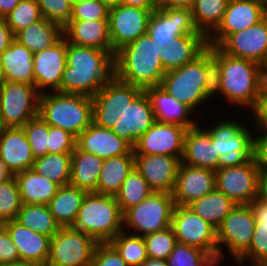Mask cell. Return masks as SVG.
<instances>
[{"label": "cell", "mask_w": 267, "mask_h": 266, "mask_svg": "<svg viewBox=\"0 0 267 266\" xmlns=\"http://www.w3.org/2000/svg\"><path fill=\"white\" fill-rule=\"evenodd\" d=\"M144 91L149 97L155 121L175 124L187 129L197 125L188 117L193 110L171 96L163 87L151 86Z\"/></svg>", "instance_id": "cell-29"}, {"label": "cell", "mask_w": 267, "mask_h": 266, "mask_svg": "<svg viewBox=\"0 0 267 266\" xmlns=\"http://www.w3.org/2000/svg\"><path fill=\"white\" fill-rule=\"evenodd\" d=\"M228 101L253 109L261 94L260 65L221 51V91Z\"/></svg>", "instance_id": "cell-5"}, {"label": "cell", "mask_w": 267, "mask_h": 266, "mask_svg": "<svg viewBox=\"0 0 267 266\" xmlns=\"http://www.w3.org/2000/svg\"><path fill=\"white\" fill-rule=\"evenodd\" d=\"M53 93L45 94L41 91L39 115L49 126L66 130L77 138L93 123L92 97L82 94Z\"/></svg>", "instance_id": "cell-3"}, {"label": "cell", "mask_w": 267, "mask_h": 266, "mask_svg": "<svg viewBox=\"0 0 267 266\" xmlns=\"http://www.w3.org/2000/svg\"><path fill=\"white\" fill-rule=\"evenodd\" d=\"M235 206L224 193L215 189L187 207L217 230Z\"/></svg>", "instance_id": "cell-37"}, {"label": "cell", "mask_w": 267, "mask_h": 266, "mask_svg": "<svg viewBox=\"0 0 267 266\" xmlns=\"http://www.w3.org/2000/svg\"><path fill=\"white\" fill-rule=\"evenodd\" d=\"M216 172L180 163L172 196L175 205L188 206L216 189Z\"/></svg>", "instance_id": "cell-21"}, {"label": "cell", "mask_w": 267, "mask_h": 266, "mask_svg": "<svg viewBox=\"0 0 267 266\" xmlns=\"http://www.w3.org/2000/svg\"><path fill=\"white\" fill-rule=\"evenodd\" d=\"M104 159L80 150L77 146L71 154L70 184L87 193H97V184Z\"/></svg>", "instance_id": "cell-32"}, {"label": "cell", "mask_w": 267, "mask_h": 266, "mask_svg": "<svg viewBox=\"0 0 267 266\" xmlns=\"http://www.w3.org/2000/svg\"><path fill=\"white\" fill-rule=\"evenodd\" d=\"M23 205L15 177L0 184V225L17 219Z\"/></svg>", "instance_id": "cell-45"}, {"label": "cell", "mask_w": 267, "mask_h": 266, "mask_svg": "<svg viewBox=\"0 0 267 266\" xmlns=\"http://www.w3.org/2000/svg\"><path fill=\"white\" fill-rule=\"evenodd\" d=\"M22 128L35 159L48 154L49 125L44 119L38 115L30 119Z\"/></svg>", "instance_id": "cell-46"}, {"label": "cell", "mask_w": 267, "mask_h": 266, "mask_svg": "<svg viewBox=\"0 0 267 266\" xmlns=\"http://www.w3.org/2000/svg\"><path fill=\"white\" fill-rule=\"evenodd\" d=\"M0 263L8 266L19 264L17 247L2 225H0Z\"/></svg>", "instance_id": "cell-54"}, {"label": "cell", "mask_w": 267, "mask_h": 266, "mask_svg": "<svg viewBox=\"0 0 267 266\" xmlns=\"http://www.w3.org/2000/svg\"><path fill=\"white\" fill-rule=\"evenodd\" d=\"M219 155L208 129L203 130L196 125L187 130L182 163L216 172L219 169Z\"/></svg>", "instance_id": "cell-27"}, {"label": "cell", "mask_w": 267, "mask_h": 266, "mask_svg": "<svg viewBox=\"0 0 267 266\" xmlns=\"http://www.w3.org/2000/svg\"><path fill=\"white\" fill-rule=\"evenodd\" d=\"M175 201L170 193L153 192L149 197L123 214V223L138 236L163 231L171 226ZM143 232V233H142ZM142 233V234H141Z\"/></svg>", "instance_id": "cell-8"}, {"label": "cell", "mask_w": 267, "mask_h": 266, "mask_svg": "<svg viewBox=\"0 0 267 266\" xmlns=\"http://www.w3.org/2000/svg\"><path fill=\"white\" fill-rule=\"evenodd\" d=\"M140 266H168L165 259H155L148 257Z\"/></svg>", "instance_id": "cell-64"}, {"label": "cell", "mask_w": 267, "mask_h": 266, "mask_svg": "<svg viewBox=\"0 0 267 266\" xmlns=\"http://www.w3.org/2000/svg\"><path fill=\"white\" fill-rule=\"evenodd\" d=\"M71 154H46L35 159L32 169L60 187L70 184Z\"/></svg>", "instance_id": "cell-40"}, {"label": "cell", "mask_w": 267, "mask_h": 266, "mask_svg": "<svg viewBox=\"0 0 267 266\" xmlns=\"http://www.w3.org/2000/svg\"><path fill=\"white\" fill-rule=\"evenodd\" d=\"M143 89L119 80L115 75L92 97V120L108 128L121 120L123 111Z\"/></svg>", "instance_id": "cell-10"}, {"label": "cell", "mask_w": 267, "mask_h": 266, "mask_svg": "<svg viewBox=\"0 0 267 266\" xmlns=\"http://www.w3.org/2000/svg\"><path fill=\"white\" fill-rule=\"evenodd\" d=\"M214 126L209 132L220 154L219 168L240 166L254 158V137L245 126L231 120Z\"/></svg>", "instance_id": "cell-7"}, {"label": "cell", "mask_w": 267, "mask_h": 266, "mask_svg": "<svg viewBox=\"0 0 267 266\" xmlns=\"http://www.w3.org/2000/svg\"><path fill=\"white\" fill-rule=\"evenodd\" d=\"M16 221L22 226L50 238L61 228L46 204H23Z\"/></svg>", "instance_id": "cell-38"}, {"label": "cell", "mask_w": 267, "mask_h": 266, "mask_svg": "<svg viewBox=\"0 0 267 266\" xmlns=\"http://www.w3.org/2000/svg\"><path fill=\"white\" fill-rule=\"evenodd\" d=\"M134 168L133 150L128 154L104 159L97 184V193L115 196L123 181Z\"/></svg>", "instance_id": "cell-34"}, {"label": "cell", "mask_w": 267, "mask_h": 266, "mask_svg": "<svg viewBox=\"0 0 267 266\" xmlns=\"http://www.w3.org/2000/svg\"><path fill=\"white\" fill-rule=\"evenodd\" d=\"M42 18L39 5L35 0H21L4 19L15 35Z\"/></svg>", "instance_id": "cell-44"}, {"label": "cell", "mask_w": 267, "mask_h": 266, "mask_svg": "<svg viewBox=\"0 0 267 266\" xmlns=\"http://www.w3.org/2000/svg\"><path fill=\"white\" fill-rule=\"evenodd\" d=\"M122 4L148 9L152 13L158 8L157 0H122Z\"/></svg>", "instance_id": "cell-60"}, {"label": "cell", "mask_w": 267, "mask_h": 266, "mask_svg": "<svg viewBox=\"0 0 267 266\" xmlns=\"http://www.w3.org/2000/svg\"><path fill=\"white\" fill-rule=\"evenodd\" d=\"M250 205L254 213L255 224L267 227V202L256 199Z\"/></svg>", "instance_id": "cell-57"}, {"label": "cell", "mask_w": 267, "mask_h": 266, "mask_svg": "<svg viewBox=\"0 0 267 266\" xmlns=\"http://www.w3.org/2000/svg\"><path fill=\"white\" fill-rule=\"evenodd\" d=\"M0 71L4 81L35 86L33 53L15 39L0 55Z\"/></svg>", "instance_id": "cell-30"}, {"label": "cell", "mask_w": 267, "mask_h": 266, "mask_svg": "<svg viewBox=\"0 0 267 266\" xmlns=\"http://www.w3.org/2000/svg\"><path fill=\"white\" fill-rule=\"evenodd\" d=\"M3 122H2V118H1V112H0V131L3 129Z\"/></svg>", "instance_id": "cell-71"}, {"label": "cell", "mask_w": 267, "mask_h": 266, "mask_svg": "<svg viewBox=\"0 0 267 266\" xmlns=\"http://www.w3.org/2000/svg\"><path fill=\"white\" fill-rule=\"evenodd\" d=\"M14 177V174L9 170L5 161L0 159V184H3Z\"/></svg>", "instance_id": "cell-63"}, {"label": "cell", "mask_w": 267, "mask_h": 266, "mask_svg": "<svg viewBox=\"0 0 267 266\" xmlns=\"http://www.w3.org/2000/svg\"><path fill=\"white\" fill-rule=\"evenodd\" d=\"M168 266H214L217 260L206 251L177 243L166 259Z\"/></svg>", "instance_id": "cell-43"}, {"label": "cell", "mask_w": 267, "mask_h": 266, "mask_svg": "<svg viewBox=\"0 0 267 266\" xmlns=\"http://www.w3.org/2000/svg\"><path fill=\"white\" fill-rule=\"evenodd\" d=\"M48 153H72L76 147V137L61 128L49 126Z\"/></svg>", "instance_id": "cell-52"}, {"label": "cell", "mask_w": 267, "mask_h": 266, "mask_svg": "<svg viewBox=\"0 0 267 266\" xmlns=\"http://www.w3.org/2000/svg\"><path fill=\"white\" fill-rule=\"evenodd\" d=\"M161 52L162 49L148 33L142 35L116 52L115 76L143 90L151 86H160L166 74L159 55Z\"/></svg>", "instance_id": "cell-2"}, {"label": "cell", "mask_w": 267, "mask_h": 266, "mask_svg": "<svg viewBox=\"0 0 267 266\" xmlns=\"http://www.w3.org/2000/svg\"><path fill=\"white\" fill-rule=\"evenodd\" d=\"M171 227L177 243L204 250L217 262L222 259V251L217 244V230L189 207L175 205Z\"/></svg>", "instance_id": "cell-11"}, {"label": "cell", "mask_w": 267, "mask_h": 266, "mask_svg": "<svg viewBox=\"0 0 267 266\" xmlns=\"http://www.w3.org/2000/svg\"><path fill=\"white\" fill-rule=\"evenodd\" d=\"M260 69H261V73H267V53H266L264 60L260 64Z\"/></svg>", "instance_id": "cell-67"}, {"label": "cell", "mask_w": 267, "mask_h": 266, "mask_svg": "<svg viewBox=\"0 0 267 266\" xmlns=\"http://www.w3.org/2000/svg\"><path fill=\"white\" fill-rule=\"evenodd\" d=\"M261 95L267 98V73H261Z\"/></svg>", "instance_id": "cell-65"}, {"label": "cell", "mask_w": 267, "mask_h": 266, "mask_svg": "<svg viewBox=\"0 0 267 266\" xmlns=\"http://www.w3.org/2000/svg\"><path fill=\"white\" fill-rule=\"evenodd\" d=\"M63 37L74 45L109 51L114 57L108 20H70L63 27Z\"/></svg>", "instance_id": "cell-26"}, {"label": "cell", "mask_w": 267, "mask_h": 266, "mask_svg": "<svg viewBox=\"0 0 267 266\" xmlns=\"http://www.w3.org/2000/svg\"><path fill=\"white\" fill-rule=\"evenodd\" d=\"M155 122L149 97L142 90L123 111L121 120L111 130L132 147Z\"/></svg>", "instance_id": "cell-23"}, {"label": "cell", "mask_w": 267, "mask_h": 266, "mask_svg": "<svg viewBox=\"0 0 267 266\" xmlns=\"http://www.w3.org/2000/svg\"><path fill=\"white\" fill-rule=\"evenodd\" d=\"M187 128L155 121L153 125L136 141L134 154L166 155L178 157L184 152V139Z\"/></svg>", "instance_id": "cell-17"}, {"label": "cell", "mask_w": 267, "mask_h": 266, "mask_svg": "<svg viewBox=\"0 0 267 266\" xmlns=\"http://www.w3.org/2000/svg\"><path fill=\"white\" fill-rule=\"evenodd\" d=\"M171 42L159 54L165 71L180 68L191 62L208 47L207 37L204 34L175 36Z\"/></svg>", "instance_id": "cell-31"}, {"label": "cell", "mask_w": 267, "mask_h": 266, "mask_svg": "<svg viewBox=\"0 0 267 266\" xmlns=\"http://www.w3.org/2000/svg\"><path fill=\"white\" fill-rule=\"evenodd\" d=\"M135 168L153 192L173 193L181 163L178 157L134 154Z\"/></svg>", "instance_id": "cell-20"}, {"label": "cell", "mask_w": 267, "mask_h": 266, "mask_svg": "<svg viewBox=\"0 0 267 266\" xmlns=\"http://www.w3.org/2000/svg\"><path fill=\"white\" fill-rule=\"evenodd\" d=\"M87 192L71 184L61 186L47 204L60 227H72Z\"/></svg>", "instance_id": "cell-35"}, {"label": "cell", "mask_w": 267, "mask_h": 266, "mask_svg": "<svg viewBox=\"0 0 267 266\" xmlns=\"http://www.w3.org/2000/svg\"><path fill=\"white\" fill-rule=\"evenodd\" d=\"M218 48L229 56L260 65L267 53V16L256 25L229 35Z\"/></svg>", "instance_id": "cell-19"}, {"label": "cell", "mask_w": 267, "mask_h": 266, "mask_svg": "<svg viewBox=\"0 0 267 266\" xmlns=\"http://www.w3.org/2000/svg\"><path fill=\"white\" fill-rule=\"evenodd\" d=\"M267 16V9L256 0H229L218 27L207 37L209 46L218 47L229 35L256 25ZM215 34V36H211Z\"/></svg>", "instance_id": "cell-16"}, {"label": "cell", "mask_w": 267, "mask_h": 266, "mask_svg": "<svg viewBox=\"0 0 267 266\" xmlns=\"http://www.w3.org/2000/svg\"><path fill=\"white\" fill-rule=\"evenodd\" d=\"M221 91V50L216 46L205 49V93L208 97Z\"/></svg>", "instance_id": "cell-48"}, {"label": "cell", "mask_w": 267, "mask_h": 266, "mask_svg": "<svg viewBox=\"0 0 267 266\" xmlns=\"http://www.w3.org/2000/svg\"><path fill=\"white\" fill-rule=\"evenodd\" d=\"M67 40L63 37L54 45L33 54V71L37 91L49 88L60 89L61 78L66 66ZM39 88V89H38Z\"/></svg>", "instance_id": "cell-22"}, {"label": "cell", "mask_w": 267, "mask_h": 266, "mask_svg": "<svg viewBox=\"0 0 267 266\" xmlns=\"http://www.w3.org/2000/svg\"><path fill=\"white\" fill-rule=\"evenodd\" d=\"M21 0H0V14L5 18Z\"/></svg>", "instance_id": "cell-62"}, {"label": "cell", "mask_w": 267, "mask_h": 266, "mask_svg": "<svg viewBox=\"0 0 267 266\" xmlns=\"http://www.w3.org/2000/svg\"><path fill=\"white\" fill-rule=\"evenodd\" d=\"M147 254L150 258L167 259L173 252L177 240L173 228H169L143 236Z\"/></svg>", "instance_id": "cell-47"}, {"label": "cell", "mask_w": 267, "mask_h": 266, "mask_svg": "<svg viewBox=\"0 0 267 266\" xmlns=\"http://www.w3.org/2000/svg\"><path fill=\"white\" fill-rule=\"evenodd\" d=\"M76 146L102 159L128 154L133 147L111 129L101 128L92 123L77 138Z\"/></svg>", "instance_id": "cell-25"}, {"label": "cell", "mask_w": 267, "mask_h": 266, "mask_svg": "<svg viewBox=\"0 0 267 266\" xmlns=\"http://www.w3.org/2000/svg\"><path fill=\"white\" fill-rule=\"evenodd\" d=\"M2 226L7 230L17 247L19 264L47 265L50 253V237L36 233L22 226L16 220L5 222Z\"/></svg>", "instance_id": "cell-24"}, {"label": "cell", "mask_w": 267, "mask_h": 266, "mask_svg": "<svg viewBox=\"0 0 267 266\" xmlns=\"http://www.w3.org/2000/svg\"><path fill=\"white\" fill-rule=\"evenodd\" d=\"M254 159L259 173H267V134L254 138Z\"/></svg>", "instance_id": "cell-55"}, {"label": "cell", "mask_w": 267, "mask_h": 266, "mask_svg": "<svg viewBox=\"0 0 267 266\" xmlns=\"http://www.w3.org/2000/svg\"><path fill=\"white\" fill-rule=\"evenodd\" d=\"M257 199L267 202V173H259Z\"/></svg>", "instance_id": "cell-61"}, {"label": "cell", "mask_w": 267, "mask_h": 266, "mask_svg": "<svg viewBox=\"0 0 267 266\" xmlns=\"http://www.w3.org/2000/svg\"><path fill=\"white\" fill-rule=\"evenodd\" d=\"M252 266H267L266 264H261V263H253Z\"/></svg>", "instance_id": "cell-73"}, {"label": "cell", "mask_w": 267, "mask_h": 266, "mask_svg": "<svg viewBox=\"0 0 267 266\" xmlns=\"http://www.w3.org/2000/svg\"><path fill=\"white\" fill-rule=\"evenodd\" d=\"M0 159L14 175L32 169L35 157L23 128H3L0 131Z\"/></svg>", "instance_id": "cell-28"}, {"label": "cell", "mask_w": 267, "mask_h": 266, "mask_svg": "<svg viewBox=\"0 0 267 266\" xmlns=\"http://www.w3.org/2000/svg\"><path fill=\"white\" fill-rule=\"evenodd\" d=\"M3 77H2V73H1V71H0V89H1V87H2V84H3Z\"/></svg>", "instance_id": "cell-70"}, {"label": "cell", "mask_w": 267, "mask_h": 266, "mask_svg": "<svg viewBox=\"0 0 267 266\" xmlns=\"http://www.w3.org/2000/svg\"><path fill=\"white\" fill-rule=\"evenodd\" d=\"M161 87L192 110L208 99L205 93V50L180 68L166 71Z\"/></svg>", "instance_id": "cell-6"}, {"label": "cell", "mask_w": 267, "mask_h": 266, "mask_svg": "<svg viewBox=\"0 0 267 266\" xmlns=\"http://www.w3.org/2000/svg\"><path fill=\"white\" fill-rule=\"evenodd\" d=\"M228 1L195 0L191 13L197 31L208 37L221 23Z\"/></svg>", "instance_id": "cell-39"}, {"label": "cell", "mask_w": 267, "mask_h": 266, "mask_svg": "<svg viewBox=\"0 0 267 266\" xmlns=\"http://www.w3.org/2000/svg\"><path fill=\"white\" fill-rule=\"evenodd\" d=\"M40 92L27 83L3 81L0 112L4 128H22L39 115Z\"/></svg>", "instance_id": "cell-9"}, {"label": "cell", "mask_w": 267, "mask_h": 266, "mask_svg": "<svg viewBox=\"0 0 267 266\" xmlns=\"http://www.w3.org/2000/svg\"><path fill=\"white\" fill-rule=\"evenodd\" d=\"M43 18L64 27L71 19L72 3L70 0H35Z\"/></svg>", "instance_id": "cell-49"}, {"label": "cell", "mask_w": 267, "mask_h": 266, "mask_svg": "<svg viewBox=\"0 0 267 266\" xmlns=\"http://www.w3.org/2000/svg\"><path fill=\"white\" fill-rule=\"evenodd\" d=\"M14 38L34 54L51 47L63 38V27L42 18L16 33Z\"/></svg>", "instance_id": "cell-36"}, {"label": "cell", "mask_w": 267, "mask_h": 266, "mask_svg": "<svg viewBox=\"0 0 267 266\" xmlns=\"http://www.w3.org/2000/svg\"><path fill=\"white\" fill-rule=\"evenodd\" d=\"M91 266H128L115 248L109 243H98Z\"/></svg>", "instance_id": "cell-53"}, {"label": "cell", "mask_w": 267, "mask_h": 266, "mask_svg": "<svg viewBox=\"0 0 267 266\" xmlns=\"http://www.w3.org/2000/svg\"><path fill=\"white\" fill-rule=\"evenodd\" d=\"M152 12L148 9L121 4L109 9L108 23L112 49L117 52L147 34Z\"/></svg>", "instance_id": "cell-15"}, {"label": "cell", "mask_w": 267, "mask_h": 266, "mask_svg": "<svg viewBox=\"0 0 267 266\" xmlns=\"http://www.w3.org/2000/svg\"><path fill=\"white\" fill-rule=\"evenodd\" d=\"M104 5H106L109 9L113 7H117L122 4V0H100Z\"/></svg>", "instance_id": "cell-66"}, {"label": "cell", "mask_w": 267, "mask_h": 266, "mask_svg": "<svg viewBox=\"0 0 267 266\" xmlns=\"http://www.w3.org/2000/svg\"><path fill=\"white\" fill-rule=\"evenodd\" d=\"M147 33L160 49L168 47L175 36L203 34L194 26L190 9L157 8L148 21Z\"/></svg>", "instance_id": "cell-18"}, {"label": "cell", "mask_w": 267, "mask_h": 266, "mask_svg": "<svg viewBox=\"0 0 267 266\" xmlns=\"http://www.w3.org/2000/svg\"><path fill=\"white\" fill-rule=\"evenodd\" d=\"M122 224L123 212L115 197L91 192L85 195L72 228L107 243L123 231Z\"/></svg>", "instance_id": "cell-4"}, {"label": "cell", "mask_w": 267, "mask_h": 266, "mask_svg": "<svg viewBox=\"0 0 267 266\" xmlns=\"http://www.w3.org/2000/svg\"><path fill=\"white\" fill-rule=\"evenodd\" d=\"M250 204H238L217 229V244H226L237 261L249 250L255 227Z\"/></svg>", "instance_id": "cell-14"}, {"label": "cell", "mask_w": 267, "mask_h": 266, "mask_svg": "<svg viewBox=\"0 0 267 266\" xmlns=\"http://www.w3.org/2000/svg\"><path fill=\"white\" fill-rule=\"evenodd\" d=\"M256 1L267 9V0H256Z\"/></svg>", "instance_id": "cell-68"}, {"label": "cell", "mask_w": 267, "mask_h": 266, "mask_svg": "<svg viewBox=\"0 0 267 266\" xmlns=\"http://www.w3.org/2000/svg\"><path fill=\"white\" fill-rule=\"evenodd\" d=\"M4 18L2 17V15L0 14V21L3 20Z\"/></svg>", "instance_id": "cell-74"}, {"label": "cell", "mask_w": 267, "mask_h": 266, "mask_svg": "<svg viewBox=\"0 0 267 266\" xmlns=\"http://www.w3.org/2000/svg\"><path fill=\"white\" fill-rule=\"evenodd\" d=\"M195 0H157L158 8H180V9H192Z\"/></svg>", "instance_id": "cell-59"}, {"label": "cell", "mask_w": 267, "mask_h": 266, "mask_svg": "<svg viewBox=\"0 0 267 266\" xmlns=\"http://www.w3.org/2000/svg\"><path fill=\"white\" fill-rule=\"evenodd\" d=\"M258 177L259 169L254 158L240 166L219 168L216 171V190L236 205L251 204L258 197Z\"/></svg>", "instance_id": "cell-13"}, {"label": "cell", "mask_w": 267, "mask_h": 266, "mask_svg": "<svg viewBox=\"0 0 267 266\" xmlns=\"http://www.w3.org/2000/svg\"><path fill=\"white\" fill-rule=\"evenodd\" d=\"M152 193L153 191L150 189L148 182L134 168L123 181L122 186L114 197L124 214L128 209L137 206Z\"/></svg>", "instance_id": "cell-41"}, {"label": "cell", "mask_w": 267, "mask_h": 266, "mask_svg": "<svg viewBox=\"0 0 267 266\" xmlns=\"http://www.w3.org/2000/svg\"><path fill=\"white\" fill-rule=\"evenodd\" d=\"M115 75L114 56L67 41L66 66L57 92L93 97Z\"/></svg>", "instance_id": "cell-1"}, {"label": "cell", "mask_w": 267, "mask_h": 266, "mask_svg": "<svg viewBox=\"0 0 267 266\" xmlns=\"http://www.w3.org/2000/svg\"><path fill=\"white\" fill-rule=\"evenodd\" d=\"M109 8L100 0H85L73 4L70 20H108Z\"/></svg>", "instance_id": "cell-50"}, {"label": "cell", "mask_w": 267, "mask_h": 266, "mask_svg": "<svg viewBox=\"0 0 267 266\" xmlns=\"http://www.w3.org/2000/svg\"><path fill=\"white\" fill-rule=\"evenodd\" d=\"M10 266H39V265H36V264L20 263V264H17V265H10Z\"/></svg>", "instance_id": "cell-69"}, {"label": "cell", "mask_w": 267, "mask_h": 266, "mask_svg": "<svg viewBox=\"0 0 267 266\" xmlns=\"http://www.w3.org/2000/svg\"><path fill=\"white\" fill-rule=\"evenodd\" d=\"M14 34L5 19L0 21V55L11 45Z\"/></svg>", "instance_id": "cell-58"}, {"label": "cell", "mask_w": 267, "mask_h": 266, "mask_svg": "<svg viewBox=\"0 0 267 266\" xmlns=\"http://www.w3.org/2000/svg\"><path fill=\"white\" fill-rule=\"evenodd\" d=\"M82 1H85V0H70V2L72 3V5L75 4V3H78V2H82Z\"/></svg>", "instance_id": "cell-72"}, {"label": "cell", "mask_w": 267, "mask_h": 266, "mask_svg": "<svg viewBox=\"0 0 267 266\" xmlns=\"http://www.w3.org/2000/svg\"><path fill=\"white\" fill-rule=\"evenodd\" d=\"M23 204H48L56 195L60 186L33 169H27L14 175Z\"/></svg>", "instance_id": "cell-33"}, {"label": "cell", "mask_w": 267, "mask_h": 266, "mask_svg": "<svg viewBox=\"0 0 267 266\" xmlns=\"http://www.w3.org/2000/svg\"><path fill=\"white\" fill-rule=\"evenodd\" d=\"M98 242L72 227H61L51 238L46 266H91Z\"/></svg>", "instance_id": "cell-12"}, {"label": "cell", "mask_w": 267, "mask_h": 266, "mask_svg": "<svg viewBox=\"0 0 267 266\" xmlns=\"http://www.w3.org/2000/svg\"><path fill=\"white\" fill-rule=\"evenodd\" d=\"M251 111L256 117L255 120L258 123V127L262 128L263 134H267V98L260 94L257 103Z\"/></svg>", "instance_id": "cell-56"}, {"label": "cell", "mask_w": 267, "mask_h": 266, "mask_svg": "<svg viewBox=\"0 0 267 266\" xmlns=\"http://www.w3.org/2000/svg\"><path fill=\"white\" fill-rule=\"evenodd\" d=\"M248 257L252 263L265 264L267 262V227L255 224L249 250L238 260V263L243 264Z\"/></svg>", "instance_id": "cell-51"}, {"label": "cell", "mask_w": 267, "mask_h": 266, "mask_svg": "<svg viewBox=\"0 0 267 266\" xmlns=\"http://www.w3.org/2000/svg\"><path fill=\"white\" fill-rule=\"evenodd\" d=\"M128 266H140L147 258L146 244L142 236L118 233L110 242Z\"/></svg>", "instance_id": "cell-42"}]
</instances>
